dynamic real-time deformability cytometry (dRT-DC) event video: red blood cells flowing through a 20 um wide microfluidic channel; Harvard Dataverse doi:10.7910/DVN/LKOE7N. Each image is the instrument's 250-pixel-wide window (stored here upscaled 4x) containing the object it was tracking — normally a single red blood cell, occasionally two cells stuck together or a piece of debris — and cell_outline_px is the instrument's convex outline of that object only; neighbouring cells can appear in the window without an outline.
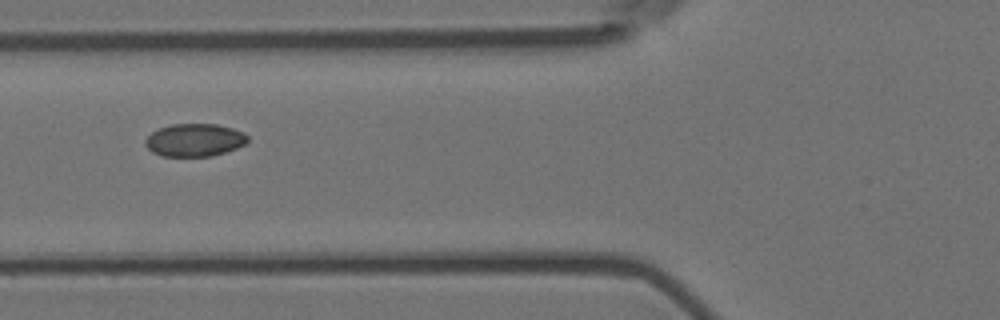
{"species": "Egyptian fruit bat (a non-hibernating species)", "species_latin": "Rousettus aegyptiacus", "temperature_condition": "room temperature", "stored_images_in_passage": 6, "camera_frame_rate_fps": 3000, "um_per_image_px": 0.085, "animal": {"sex": "female"}, "frame": {"image": 1, "passage_image": 2, "time_ms": 0.333, "image_size_px": [1000, 320], "cell_outline_px": [[248, 140], [244, 144], [236, 148], [212, 156], [164, 156], [152, 152], [144, 144], [144, 140], [152, 132], [160, 128], [172, 124], [216, 124], [232, 128], [244, 132], [248, 136]], "centroid_in_image_um": [16.53, 11.9], "position_along_channel_um": 109.3, "area_um2": 19.48}}
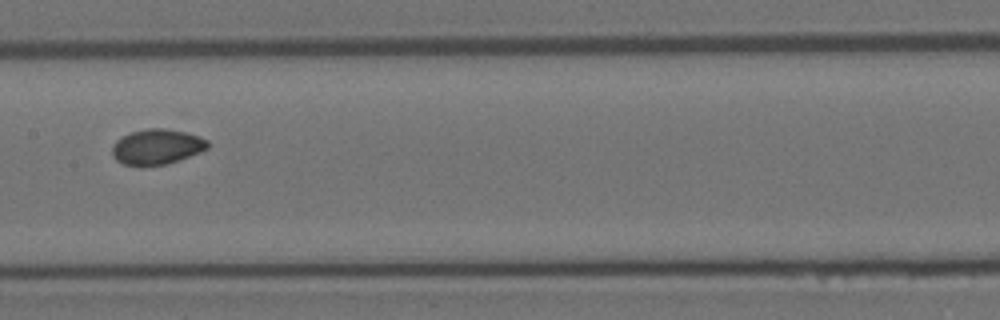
{"frame": {"image": 2, "passage_image": 4, "time_ms": 1.0, "image_size_px": [1000, 320], "cell_outline_px": [[208, 148], [200, 152], [164, 164], [124, 164], [116, 160], [112, 156], [112, 144], [116, 140], [132, 132], [148, 128], [164, 128], [184, 132], [208, 140]], "centroid_in_image_um": [13.31, 12.45], "position_along_channel_um": 194.1, "area_um2": 19.07}}
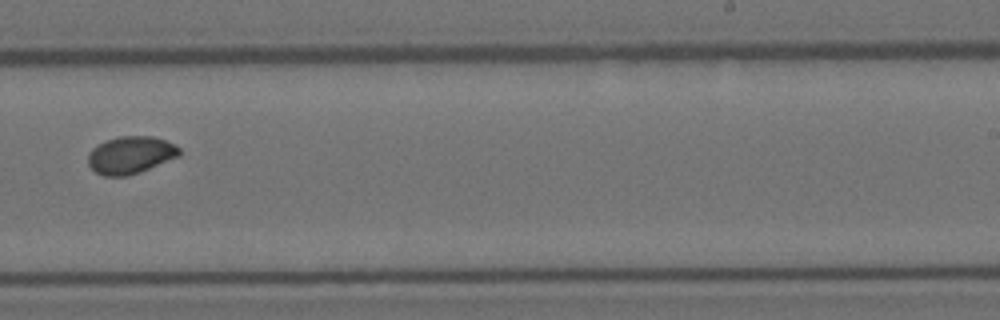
{"frame": {"image": 3, "passage_image": 6, "time_ms": 1.667, "image_size_px": [1000, 320], "cell_outline_px": [[180, 156], [140, 172], [128, 176], [104, 176], [96, 172], [88, 164], [88, 152], [92, 148], [108, 140], [120, 136], [152, 136], [164, 140], [180, 148]], "centroid_in_image_um": [11.09, 13.19], "position_along_channel_um": 277.9, "area_um2": 19.77}}